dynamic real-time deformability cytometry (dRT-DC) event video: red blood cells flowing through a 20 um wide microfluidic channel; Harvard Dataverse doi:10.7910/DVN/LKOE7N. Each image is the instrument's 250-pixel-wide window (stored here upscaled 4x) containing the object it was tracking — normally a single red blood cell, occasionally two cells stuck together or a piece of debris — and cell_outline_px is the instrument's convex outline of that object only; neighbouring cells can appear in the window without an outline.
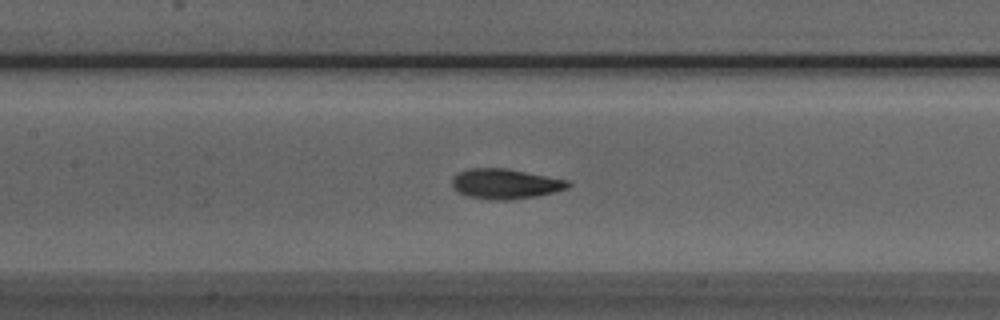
{"species": "Egyptian fruit bat (a non-hibernating species)", "species_latin": "Rousettus aegyptiacus", "temperature_condition": "room temperature", "stored_images_in_passage": 48, "camera_frame_rate_fps": 3000, "um_per_image_px": 0.085, "animal": {"sex": "male"}, "frame": {"image": 1, "passage_image": 18, "time_ms": 5.667, "image_size_px": [1000, 320], "cell_outline_px": [[572, 184], [568, 188], [552, 192], [532, 196], [508, 200], [488, 200], [468, 196], [456, 192], [452, 188], [452, 176], [468, 168], [508, 168], [568, 180]], "centroid_in_image_um": [42.9, 15.62], "position_along_channel_um": 164.5, "area_um2": 20.4}}
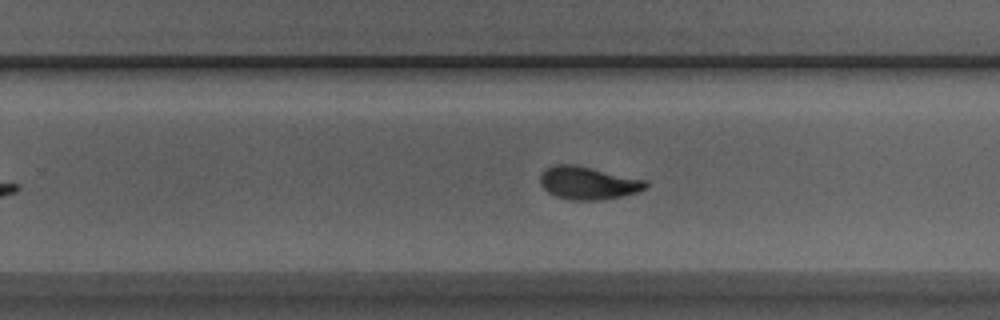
{"frame": {"image": 2, "passage_image": 27, "time_ms": 8.667, "image_size_px": [1000, 320], "cell_outline_px": [[648, 188], [636, 192], [620, 196], [600, 200], [568, 200], [556, 196], [548, 192], [540, 184], [540, 176], [544, 168], [556, 164], [572, 164], [648, 180]], "centroid_in_image_um": [49.98, 15.55], "position_along_channel_um": 279.8, "area_um2": 20.23}}
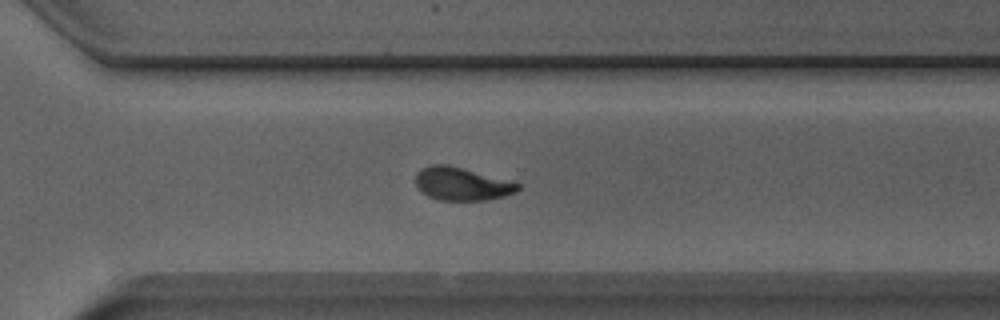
{"frame": {"image": 3, "passage_image": 31, "time_ms": 10.0, "image_size_px": [1000, 320], "cell_outline_px": [[520, 188], [516, 192], [504, 196], [488, 200], [440, 200], [428, 196], [416, 184], [416, 172], [420, 168], [432, 164], [448, 164], [520, 184]], "centroid_in_image_um": [39.23, 15.63], "position_along_channel_um": 331.4, "area_um2": 19.42}, "authors_computed_cell_mechanics": {"area_um2": 20.23, "velocity_mm_per_s": 3.8626, "shape_relaxation_time_tau1_ms": 3.8176, "shape_relaxation_time_tau2_ms": 1.8282, "deformation_change_tau1": 0.1522, "deformation_change_tau2": 0.0692}}